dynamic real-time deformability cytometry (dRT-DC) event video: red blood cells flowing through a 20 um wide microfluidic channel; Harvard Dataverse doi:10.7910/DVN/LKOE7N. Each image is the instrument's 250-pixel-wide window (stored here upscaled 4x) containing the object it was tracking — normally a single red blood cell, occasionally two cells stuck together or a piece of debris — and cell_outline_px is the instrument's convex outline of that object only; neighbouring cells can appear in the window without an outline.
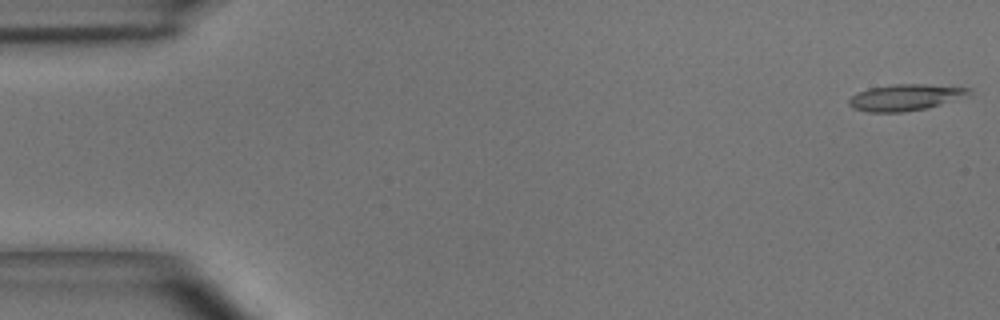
{"species": "common noctule bat (a hibernating species)", "species_latin": "Nyctalus noctula", "temperature_condition": "room temperature", "stored_images_in_passage": 49, "camera_frame_rate_fps": 3000, "um_per_image_px": 0.085, "animal": {"sex": "male", "body_mass_g": 15.6}, "frame": {"image": 1, "passage_image": 1, "time_ms": 0.0, "image_size_px": [1000, 320], "cell_outline_px": [[972, 96], [928, 108], [904, 112], [868, 112], [852, 108], [848, 104], [848, 100], [856, 92], [868, 88], [892, 84], [924, 84], [972, 88]], "centroid_in_image_um": [77.01, 8.28], "position_along_channel_um": 8.0, "area_um2": 18.9}}
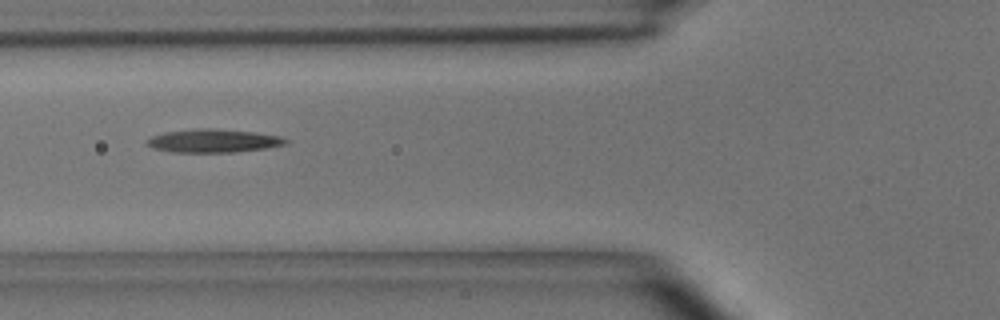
{"frame": {"image": 2, "passage_image": 18, "time_ms": 5.667, "image_size_px": [1000, 320], "cell_outline_px": [[292, 140], [288, 144], [268, 148], [236, 152], [172, 152], [152, 148], [144, 144], [144, 140], [152, 136], [164, 132], [200, 128], [212, 128], [252, 132], [280, 136]], "centroid_in_image_um": [18.14, 11.97], "position_along_channel_um": 107.7, "area_um2": 19.13}}
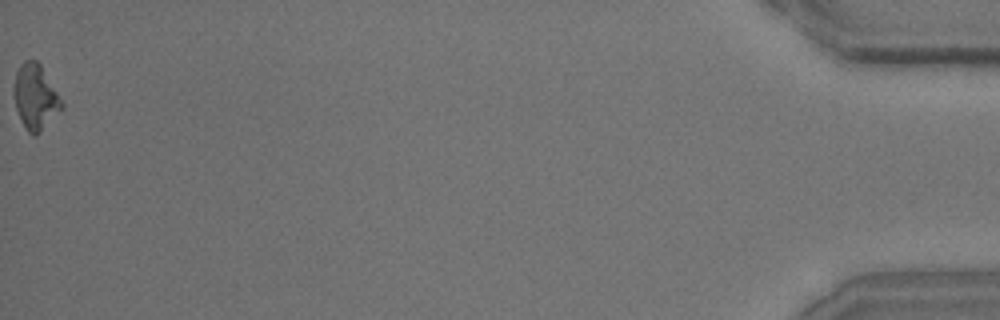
{"frame": {"image": 3, "passage_image": 49, "time_ms": 16.0, "image_size_px": [1000, 320], "cell_outline_px": [[64, 108], [36, 136], [32, 136], [24, 128], [16, 108], [12, 92], [12, 88], [16, 72], [20, 64], [24, 60], [36, 60], [40, 64], [64, 104]], "centroid_in_image_um": [2.99, 8.26], "position_along_channel_um": 432.2, "area_um2": 18.32}, "authors_computed_cell_mechanics": {"area_um2": 18.0914, "velocity_mm_per_s": 4.0786, "shape_relaxation_time_tau1_ms": 6.5806, "shape_relaxation_time_tau2_ms": 8.2327, "deformation_change_tau1": 0.2285, "deformation_change_tau2": 0.2514}}